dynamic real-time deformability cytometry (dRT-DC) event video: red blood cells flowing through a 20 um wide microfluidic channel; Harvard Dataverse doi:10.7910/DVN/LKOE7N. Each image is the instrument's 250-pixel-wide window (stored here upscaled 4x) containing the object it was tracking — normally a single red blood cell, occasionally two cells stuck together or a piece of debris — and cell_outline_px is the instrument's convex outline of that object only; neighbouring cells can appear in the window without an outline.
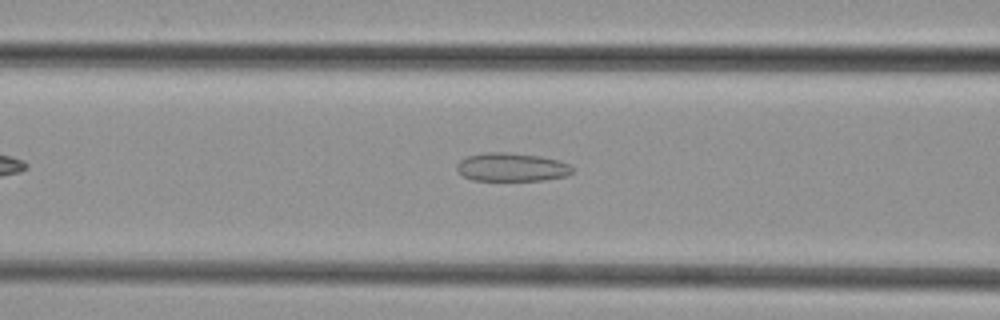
{"species": "common noctule bat (a hibernating species)", "species_latin": "Nyctalus noctula", "temperature_condition": "cold", "stored_images_in_passage": 41, "camera_frame_rate_fps": 3000, "um_per_image_px": 0.085, "animal": {"sex": "female", "body_mass_g": 29.2, "forearm_length_mm": 56.3}, "frame": {"image": 1, "passage_image": 12, "time_ms": 3.667, "image_size_px": [1000, 320], "cell_outline_px": [[572, 172], [568, 176], [544, 180], [472, 180], [464, 176], [456, 168], [456, 164], [460, 160], [468, 156], [484, 152], [508, 152], [540, 156], [556, 160], [568, 164], [572, 168]], "centroid_in_image_um": [43.48, 14.2], "position_along_channel_um": 123.1, "area_um2": 19.07}}
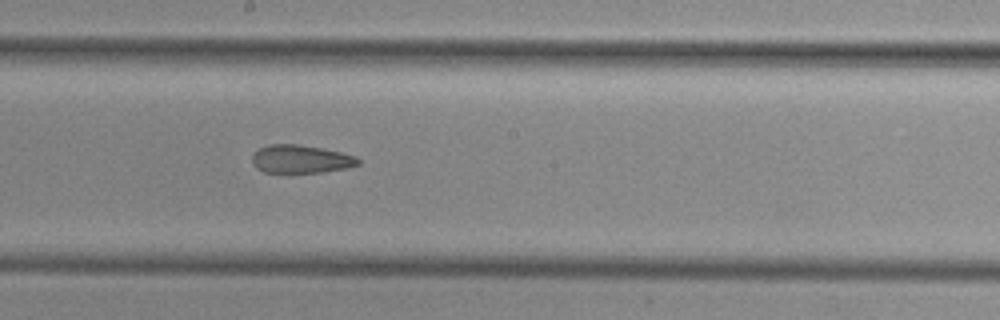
{"frame": {"image": 2, "passage_image": 19, "time_ms": 6.0, "image_size_px": [1000, 320], "cell_outline_px": [[360, 164], [348, 168], [320, 172], [264, 172], [256, 168], [252, 164], [252, 156], [260, 148], [268, 144], [296, 144], [320, 148], [340, 152], [356, 156], [360, 160]], "centroid_in_image_um": [25.57, 13.52], "position_along_channel_um": 222.6, "area_um2": 17.28}}
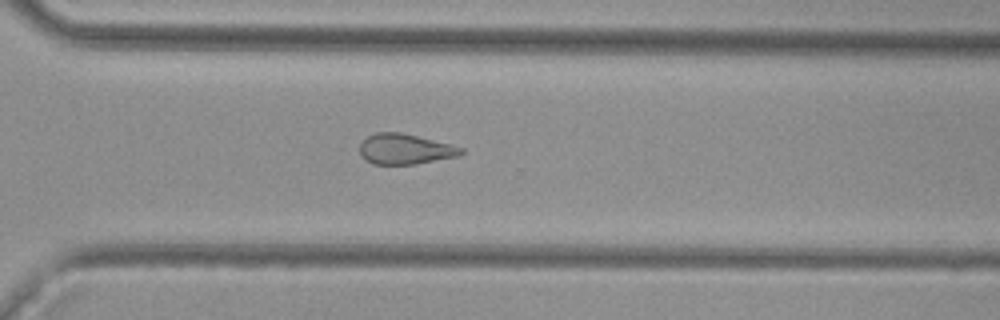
{"frame": {"image": 3, "passage_image": 27, "time_ms": 8.667, "image_size_px": [1000, 320], "cell_outline_px": [[464, 152], [460, 156], [416, 164], [372, 164], [364, 160], [360, 156], [360, 144], [368, 136], [376, 132], [404, 132], [452, 144], [464, 148]], "centroid_in_image_um": [34.46, 12.67], "position_along_channel_um": 336.1, "area_um2": 18.32}}